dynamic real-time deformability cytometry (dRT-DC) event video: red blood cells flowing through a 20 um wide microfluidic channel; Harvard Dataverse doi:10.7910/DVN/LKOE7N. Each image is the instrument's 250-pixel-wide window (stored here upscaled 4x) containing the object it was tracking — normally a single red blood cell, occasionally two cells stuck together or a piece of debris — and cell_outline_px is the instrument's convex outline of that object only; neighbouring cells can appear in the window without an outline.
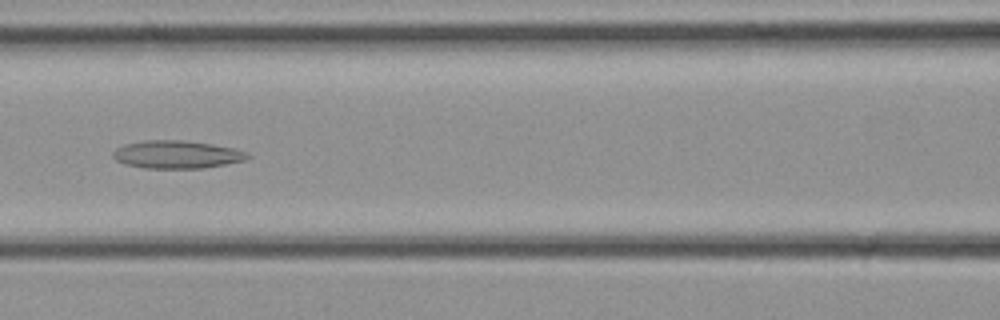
{"species": "common noctule bat (a hibernating species)", "species_latin": "Nyctalus noctula", "temperature_condition": "cold", "stored_images_in_passage": 24, "camera_frame_rate_fps": 3000, "um_per_image_px": 0.085, "animal": {"sex": "female", "body_mass_g": 21.9}, "frame": {"image": 1, "passage_image": 6, "time_ms": 1.667, "image_size_px": [1000, 320], "cell_outline_px": [[252, 156], [244, 160], [204, 168], [144, 168], [124, 164], [116, 160], [112, 156], [112, 152], [116, 148], [124, 144], [144, 140], [184, 140], [212, 144], [232, 148], [244, 152]], "centroid_in_image_um": [14.97, 13.13], "position_along_channel_um": 151.6, "area_um2": 21.79}}
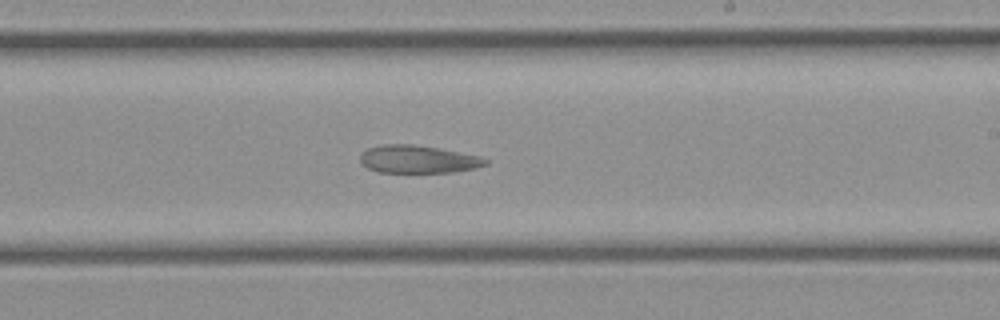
{"frame": {"image": 2, "passage_image": 11, "time_ms": 3.333, "image_size_px": [1000, 320], "cell_outline_px": [[488, 164], [472, 168], [452, 172], [376, 172], [368, 168], [360, 160], [360, 152], [368, 148], [380, 144], [412, 144], [436, 148], [480, 156], [488, 160]], "centroid_in_image_um": [35.48, 13.53], "position_along_channel_um": 253.5, "area_um2": 20.11}}
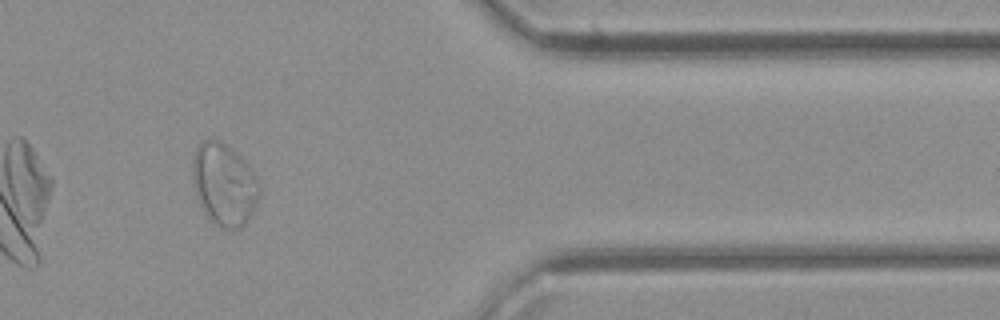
{"frame": {"image": 3, "passage_image": 19, "time_ms": 6.0, "image_size_px": [1000, 320], "cell_outline_px": [[260, 192], [256, 208], [248, 220], [240, 228], [224, 228], [216, 224], [204, 212], [196, 196], [192, 184], [192, 160], [196, 144], [200, 140], [208, 136], [220, 140], [228, 144], [252, 168], [260, 180]], "centroid_in_image_um": [19.05, 15.6], "position_along_channel_um": 392.4, "area_um2": 32.95}}